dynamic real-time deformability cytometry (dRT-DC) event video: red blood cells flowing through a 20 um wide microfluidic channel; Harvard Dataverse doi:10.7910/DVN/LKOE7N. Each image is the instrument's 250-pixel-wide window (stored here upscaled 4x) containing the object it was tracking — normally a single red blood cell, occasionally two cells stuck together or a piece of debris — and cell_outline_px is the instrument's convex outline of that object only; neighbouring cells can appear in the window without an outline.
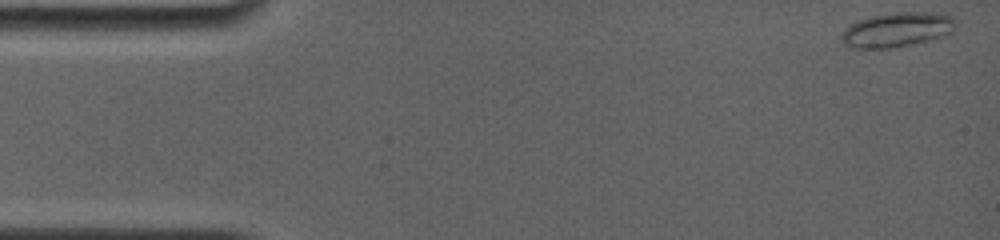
{"species": "common noctule bat (a hibernating species)", "species_latin": "Nyctalus noctula", "temperature_condition": "room temperature", "stored_images_in_passage": 72, "camera_frame_rate_fps": 4000, "um_per_image_px": 0.085, "animal": {"sex": "female", "body_mass_g": 19.0, "forearm_length_mm": 56.7}, "frame": {"image": 1, "passage_image": 1, "time_ms": 0.0, "image_size_px": [1000, 240], "cell_outline_px": [[952, 32], [948, 36], [932, 40], [912, 44], [888, 48], [852, 48], [844, 44], [840, 40], [840, 36], [844, 28], [848, 24], [872, 16], [900, 12], [940, 12], [952, 16]], "centroid_in_image_um": [76.22, 2.53], "position_along_channel_um": 8.8, "area_um2": 23.12}}
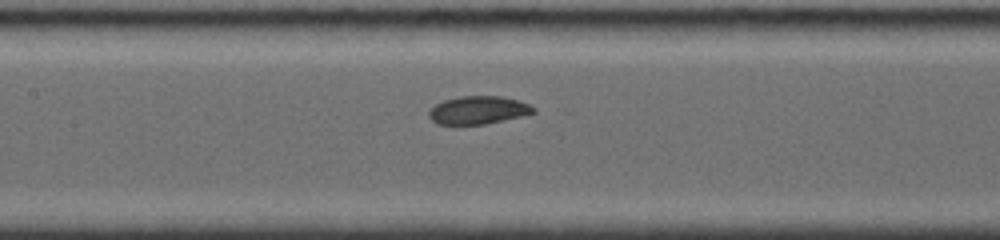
{"frame": {"image": 2, "passage_image": 30, "time_ms": 7.25, "image_size_px": [1000, 240], "cell_outline_px": [[536, 112], [504, 120], [484, 124], [436, 124], [428, 116], [428, 112], [436, 104], [444, 100], [460, 96], [500, 96], [520, 100], [536, 108]], "centroid_in_image_um": [40.65, 9.35], "position_along_channel_um": 166.7, "area_um2": 16.99}}
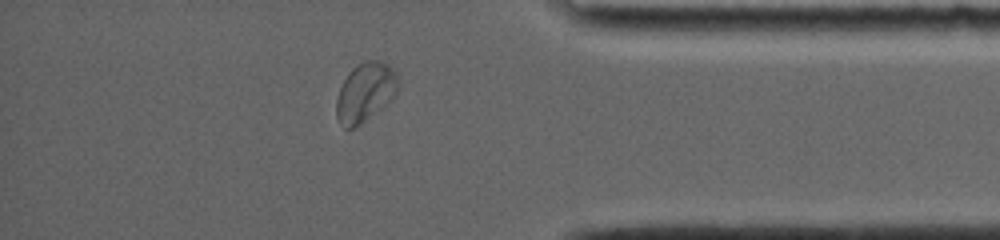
{"frame": {"image": 3, "passage_image": 57, "time_ms": 13.75, "image_size_px": [1000, 240], "cell_outline_px": [[396, 92], [392, 100], [360, 124], [352, 128], [344, 128], [340, 124], [336, 116], [336, 100], [340, 88], [348, 72], [356, 64], [364, 60], [380, 60], [388, 64], [396, 72]], "centroid_in_image_um": [31.02, 7.82], "position_along_channel_um": 404.2, "area_um2": 21.15}, "authors_computed_cell_mechanics": {"area_um2": 19.1607, "velocity_mm_per_s": 3.8026, "shape_relaxation_time_tau1_ms": 3.721, "shape_relaxation_time_tau2_ms": 0.8993, "deformation_change_tau1": 0.0742, "deformation_change_tau2": 0.0362}}